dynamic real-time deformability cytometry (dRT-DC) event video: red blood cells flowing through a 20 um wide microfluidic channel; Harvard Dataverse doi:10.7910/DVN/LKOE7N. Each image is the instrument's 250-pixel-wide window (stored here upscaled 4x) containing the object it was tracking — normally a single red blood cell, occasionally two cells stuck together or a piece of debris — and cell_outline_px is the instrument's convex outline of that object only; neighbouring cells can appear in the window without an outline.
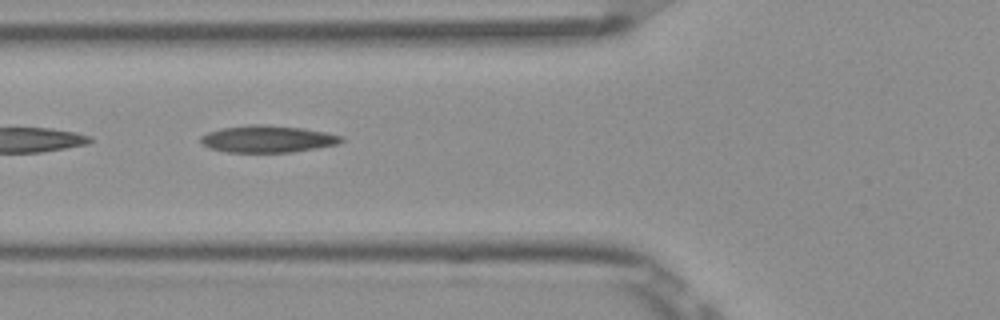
{"species": "Egyptian fruit bat (a non-hibernating species)", "species_latin": "Rousettus aegyptiacus", "temperature_condition": "room temperature", "stored_images_in_passage": 4, "camera_frame_rate_fps": 3000, "um_per_image_px": 0.085, "frame": {"image": 1, "passage_image": 2, "time_ms": 0.333, "image_size_px": [1000, 320], "cell_outline_px": [[344, 140], [336, 144], [316, 148], [292, 152], [224, 152], [208, 148], [200, 144], [200, 136], [208, 132], [220, 128], [252, 124], [264, 124], [300, 128], [324, 132], [344, 136]], "centroid_in_image_um": [22.68, 11.81], "position_along_channel_um": 103.1, "area_um2": 22.2}}
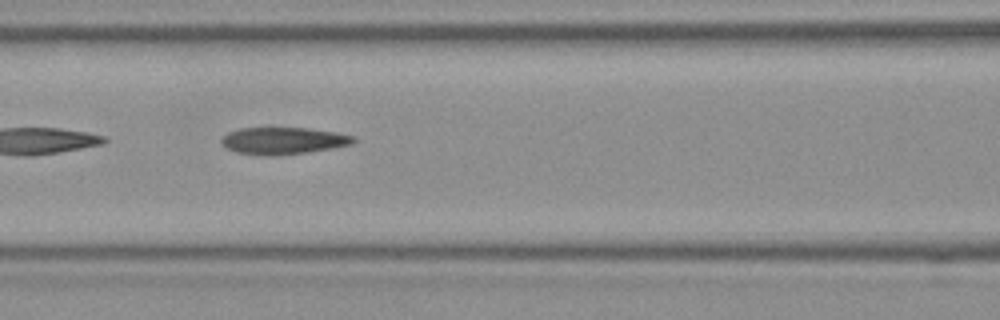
{"frame": {"image": 2, "passage_image": 3, "time_ms": 0.667, "image_size_px": [1000, 320], "cell_outline_px": [[356, 140], [352, 144], [332, 148], [308, 152], [276, 156], [264, 156], [236, 152], [228, 148], [220, 140], [228, 132], [240, 128], [308, 128], [336, 132], [356, 136]], "centroid_in_image_um": [24.11, 11.96], "position_along_channel_um": 142.5, "area_um2": 20.81}}